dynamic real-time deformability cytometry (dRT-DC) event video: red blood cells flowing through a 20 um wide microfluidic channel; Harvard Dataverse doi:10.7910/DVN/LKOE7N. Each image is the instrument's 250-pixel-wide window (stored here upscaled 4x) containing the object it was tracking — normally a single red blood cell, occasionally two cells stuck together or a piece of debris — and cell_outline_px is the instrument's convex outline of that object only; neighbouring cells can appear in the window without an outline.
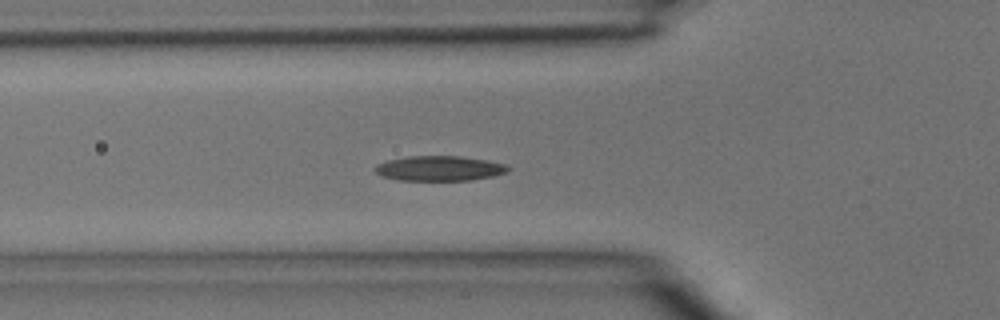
{"species": "common noctule bat (a hibernating species)", "species_latin": "Nyctalus noctula", "temperature_condition": "room temperature", "stored_images_in_passage": 46, "camera_frame_rate_fps": 3000, "um_per_image_px": 0.085, "animal": {"sex": "male", "body_mass_g": 15.6}, "frame": {"image": 1, "passage_image": 15, "time_ms": 4.667, "image_size_px": [1000, 320], "cell_outline_px": [[512, 168], [508, 172], [492, 176], [472, 180], [400, 180], [384, 176], [376, 172], [372, 168], [376, 164], [388, 160], [408, 156], [460, 156], [488, 160], [508, 164]], "centroid_in_image_um": [37.4, 14.3], "position_along_channel_um": 88.4, "area_um2": 19.48}}
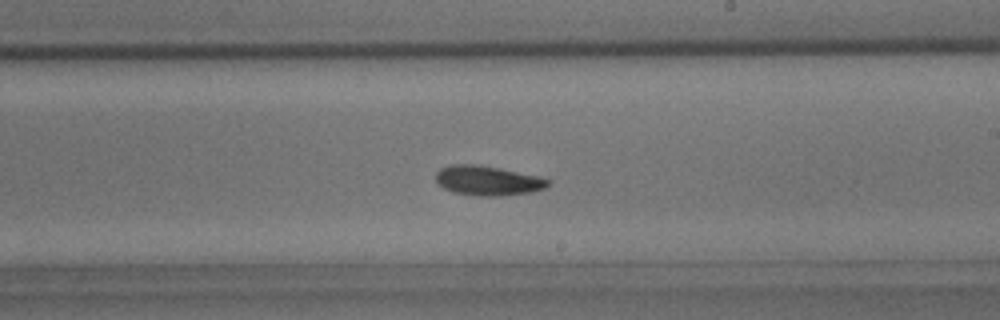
{"frame": {"image": 2, "passage_image": 26, "time_ms": 8.333, "image_size_px": [1000, 320], "cell_outline_px": [[548, 184], [544, 188], [532, 192], [500, 196], [476, 196], [452, 192], [444, 188], [436, 180], [436, 172], [440, 168], [448, 164], [476, 164], [500, 168], [536, 176], [548, 180]], "centroid_in_image_um": [41.39, 15.35], "position_along_channel_um": 247.6, "area_um2": 19.31}}
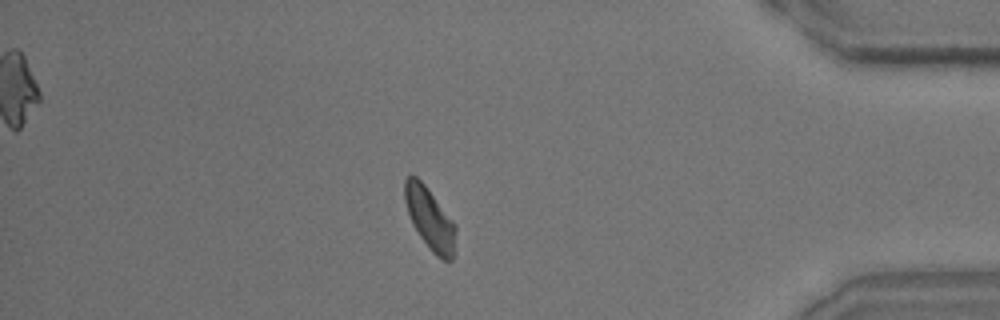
{"frame": {"image": 3, "passage_image": 39, "time_ms": 12.667, "image_size_px": [1000, 320], "cell_outline_px": [[456, 252], [452, 260], [448, 264], [436, 256], [432, 252], [420, 236], [412, 224], [404, 200], [404, 180], [408, 176], [416, 176], [424, 184], [456, 224]], "centroid_in_image_um": [36.58, 18.66], "position_along_channel_um": 398.6, "area_um2": 18.67}}